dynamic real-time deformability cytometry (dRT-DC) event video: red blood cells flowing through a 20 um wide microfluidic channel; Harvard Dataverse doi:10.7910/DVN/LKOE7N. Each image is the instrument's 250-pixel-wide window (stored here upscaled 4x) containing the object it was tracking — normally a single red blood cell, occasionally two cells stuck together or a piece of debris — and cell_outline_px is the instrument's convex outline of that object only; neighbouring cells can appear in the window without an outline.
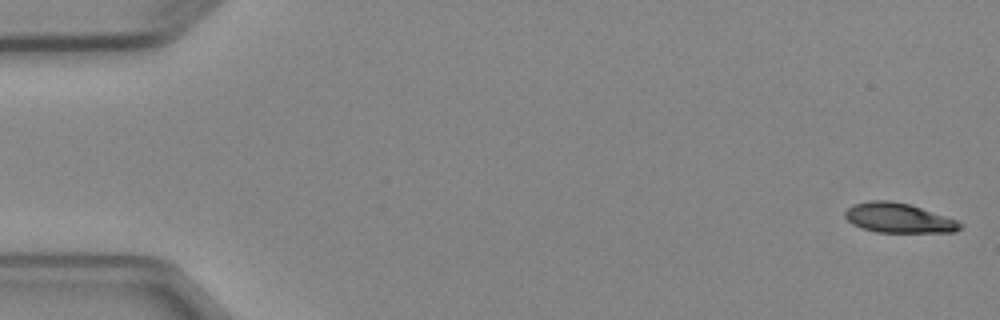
{"species": "Egyptian fruit bat (a non-hibernating species)", "species_latin": "Rousettus aegyptiacus", "temperature_condition": "cold", "stored_images_in_passage": 4, "camera_frame_rate_fps": 3000, "um_per_image_px": 0.085, "animal": {"sex": "female"}, "frame": {"image": 1, "passage_image": 1, "time_ms": 0.0, "image_size_px": [1000, 320], "cell_outline_px": [[964, 224], [956, 232], [876, 232], [852, 224], [844, 216], [844, 212], [852, 204], [868, 200], [888, 200], [908, 204], [956, 220]], "centroid_in_image_um": [76.34, 18.52], "position_along_channel_um": 8.7, "area_um2": 19.71}}
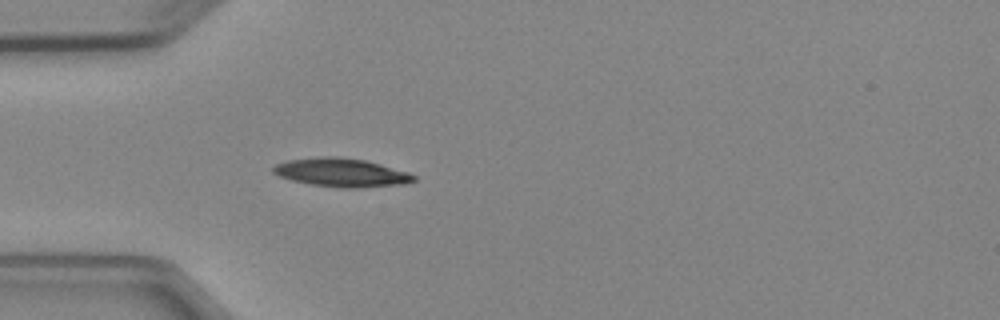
{"frame": {"image": 2, "passage_image": 4, "time_ms": 4.667, "image_size_px": [1000, 320], "cell_outline_px": [[416, 180], [404, 184], [360, 188], [340, 188], [312, 184], [292, 180], [280, 176], [272, 172], [272, 168], [276, 164], [288, 160], [324, 156], [336, 156], [364, 160], [380, 164], [408, 172], [416, 176]], "centroid_in_image_um": [29.04, 14.67], "position_along_channel_um": 56.0, "area_um2": 23.29}}